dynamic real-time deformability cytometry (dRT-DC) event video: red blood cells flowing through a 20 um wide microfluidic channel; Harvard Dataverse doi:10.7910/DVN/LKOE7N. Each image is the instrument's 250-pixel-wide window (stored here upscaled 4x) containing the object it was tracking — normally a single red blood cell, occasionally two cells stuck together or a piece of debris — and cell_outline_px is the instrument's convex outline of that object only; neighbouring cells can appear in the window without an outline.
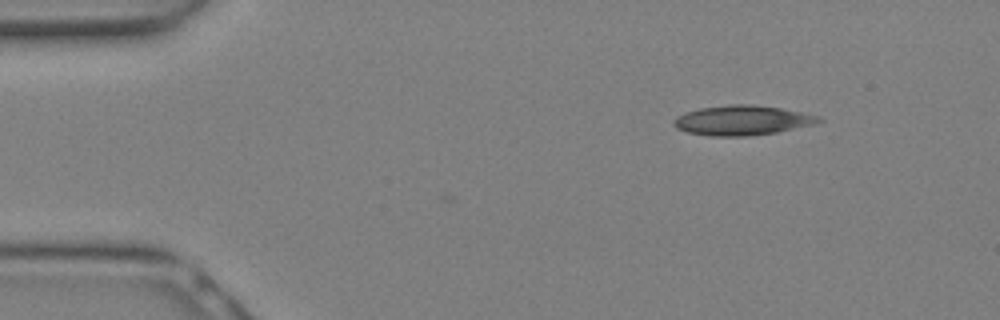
{"species": "Egyptian fruit bat (a non-hibernating species)", "species_latin": "Rousettus aegyptiacus", "temperature_condition": "warm", "stored_images_in_passage": 9, "camera_frame_rate_fps": 3000, "um_per_image_px": 0.085, "animal": {"sex": "female"}, "frame": {"image": 1, "passage_image": 1, "time_ms": 0.0, "image_size_px": [1000, 320], "cell_outline_px": [[824, 120], [812, 124], [776, 132], [748, 136], [708, 136], [688, 132], [676, 128], [672, 124], [672, 120], [676, 116], [684, 112], [700, 108], [728, 104], [752, 104], [780, 108], [820, 116]], "centroid_in_image_um": [63.02, 10.22], "position_along_channel_um": 22.0, "area_um2": 25.14}}
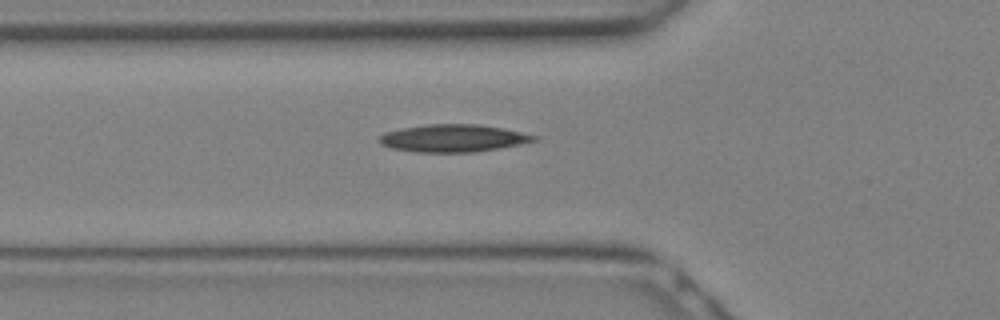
{"frame": {"image": 2, "passage_image": 7, "time_ms": 2.0, "image_size_px": [1000, 320], "cell_outline_px": [[536, 140], [520, 144], [500, 148], [476, 152], [416, 152], [392, 148], [380, 144], [376, 140], [384, 132], [400, 128], [428, 124], [480, 124], [504, 128], [536, 136]], "centroid_in_image_um": [38.47, 11.74], "position_along_channel_um": 87.3, "area_um2": 24.85}}
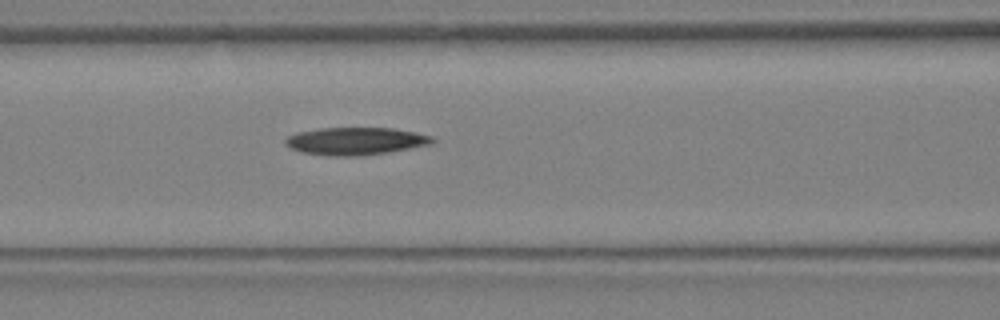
{"frame": {"image": 3, "passage_image": 9, "time_ms": 2.667, "image_size_px": [1000, 320], "cell_outline_px": [[436, 140], [432, 144], [388, 152], [356, 156], [332, 156], [304, 152], [292, 148], [284, 144], [284, 140], [288, 136], [296, 132], [320, 128], [392, 128], [432, 136]], "centroid_in_image_um": [30.22, 11.99], "position_along_channel_um": 136.4, "area_um2": 23.41}}